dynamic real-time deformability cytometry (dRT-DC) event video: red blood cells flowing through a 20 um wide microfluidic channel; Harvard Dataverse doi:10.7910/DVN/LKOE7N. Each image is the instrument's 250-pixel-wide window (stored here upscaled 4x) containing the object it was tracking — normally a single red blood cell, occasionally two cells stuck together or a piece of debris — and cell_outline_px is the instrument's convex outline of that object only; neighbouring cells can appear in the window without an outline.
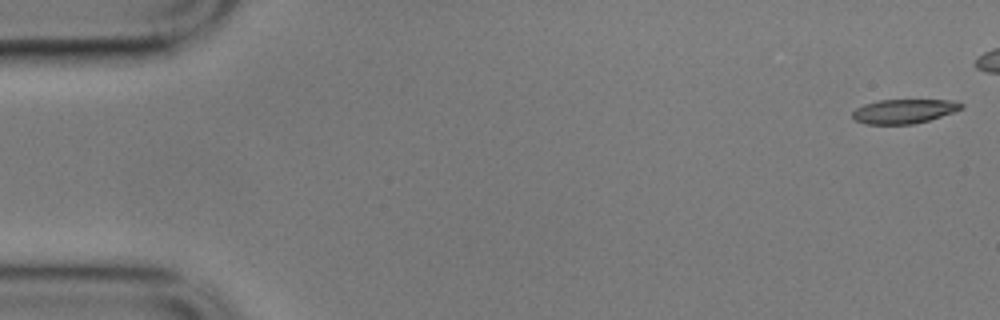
{"species": "common noctule bat (a hibernating species)", "species_latin": "Nyctalus noctula", "temperature_condition": "cold", "stored_images_in_passage": 49, "camera_frame_rate_fps": 3000, "um_per_image_px": 0.085, "animal": {"sex": "male", "body_mass_g": 17.9}, "frame": {"image": 1, "passage_image": 1, "time_ms": 0.0, "image_size_px": [1000, 320], "cell_outline_px": [[964, 108], [928, 120], [912, 124], [864, 124], [856, 120], [852, 116], [852, 112], [856, 108], [864, 104], [880, 100], [952, 100], [964, 104]], "centroid_in_image_um": [76.82, 9.45], "position_along_channel_um": 8.2, "area_um2": 15.26}}
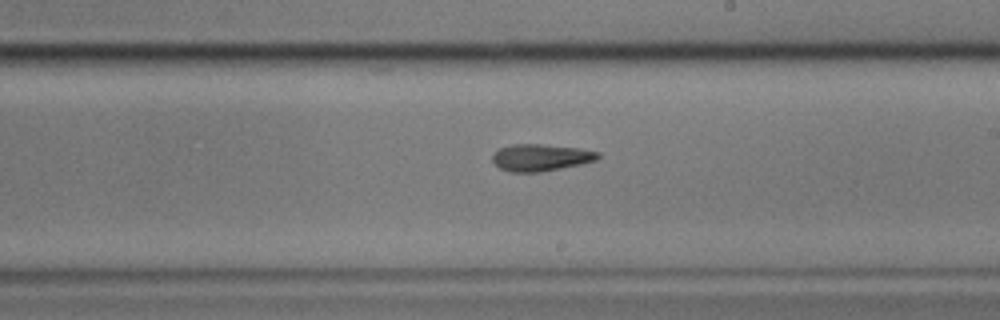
{"frame": {"image": 2, "passage_image": 32, "time_ms": 10.333, "image_size_px": [1000, 320], "cell_outline_px": [[600, 156], [596, 160], [580, 164], [540, 172], [508, 172], [500, 168], [492, 160], [492, 156], [500, 148], [512, 144], [540, 144], [576, 148], [600, 152]], "centroid_in_image_um": [45.95, 13.39], "position_along_channel_um": 243.1, "area_um2": 16.36}}
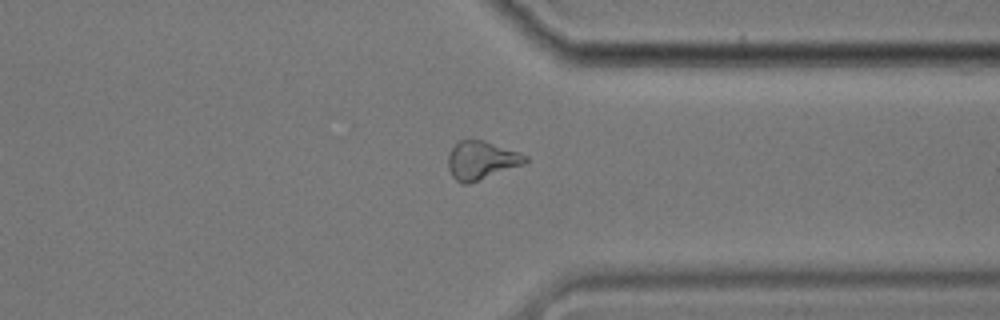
{"frame": {"image": 3, "passage_image": 43, "time_ms": 14.0, "image_size_px": [1000, 320], "cell_outline_px": [[528, 160], [524, 164], [468, 184], [460, 184], [452, 176], [448, 168], [448, 152], [460, 140], [480, 140], [520, 152], [528, 156]], "centroid_in_image_um": [40.9, 13.64], "position_along_channel_um": 370.5, "area_um2": 17.11}, "authors_computed_cell_mechanics": {"area_um2": 16.5886, "velocity_mm_per_s": 3.527, "shape_relaxation_time_tau1_ms": 4.3284, "shape_relaxation_time_tau2_ms": 4.7402, "deformation_change_tau1": 0.166, "deformation_change_tau2": 0.1411}}